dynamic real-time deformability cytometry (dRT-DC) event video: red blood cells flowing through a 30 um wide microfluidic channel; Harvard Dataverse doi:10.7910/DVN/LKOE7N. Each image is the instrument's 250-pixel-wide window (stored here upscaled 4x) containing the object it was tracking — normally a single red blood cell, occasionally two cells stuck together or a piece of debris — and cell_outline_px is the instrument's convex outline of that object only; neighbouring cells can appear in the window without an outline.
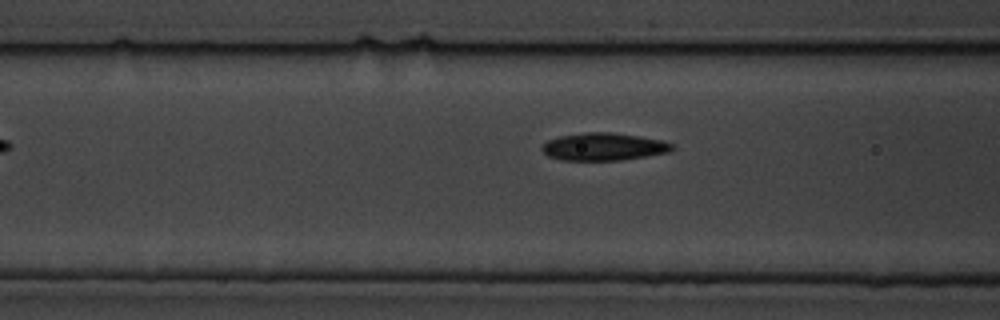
{"species": "common noctule bat (a hibernating species)", "species_latin": "Nyctalus noctula", "temperature_condition": "cold", "stored_images_in_passage": 5, "segment_of_instrument_passage": [1, 2], "camera_frame_rate_fps": 3000, "um_per_image_px": 0.085, "animal": {"sex": "male", "body_mass_g": 19.5, "forearm_length_mm": 54.6}, "frame": {"image": 1, "passage_image": 4, "time_ms": 5.0, "image_size_px": [1000, 320], "cell_outline_px": [[676, 148], [668, 152], [620, 160], [560, 160], [548, 156], [540, 148], [548, 140], [560, 136], [588, 132], [612, 132], [640, 136], [660, 140], [672, 144]], "centroid_in_image_um": [51.3, 12.47], "position_along_channel_um": 115.3, "area_um2": 20.75}}